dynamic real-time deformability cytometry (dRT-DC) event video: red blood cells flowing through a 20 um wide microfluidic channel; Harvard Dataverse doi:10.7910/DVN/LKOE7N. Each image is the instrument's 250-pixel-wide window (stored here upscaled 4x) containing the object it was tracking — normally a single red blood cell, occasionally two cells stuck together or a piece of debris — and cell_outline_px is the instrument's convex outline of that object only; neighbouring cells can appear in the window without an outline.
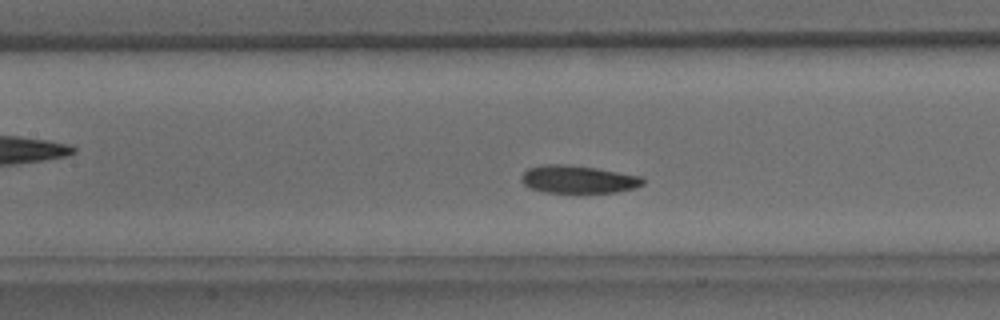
{"species": "common noctule bat (a hibernating species)", "species_latin": "Nyctalus noctula", "temperature_condition": "warm", "stored_images_in_passage": 32, "camera_frame_rate_fps": 3000, "um_per_image_px": 0.085, "animal": {"sex": "male", "body_mass_g": 15.6}, "frame": {"image": 1, "passage_image": 10, "time_ms": 3.0, "image_size_px": [1000, 320], "cell_outline_px": [[644, 184], [636, 188], [616, 192], [544, 192], [528, 188], [520, 180], [520, 176], [528, 168], [544, 164], [564, 164], [596, 168], [640, 176], [644, 180]], "centroid_in_image_um": [49.11, 15.24], "position_along_channel_um": 158.3, "area_um2": 19.65}}
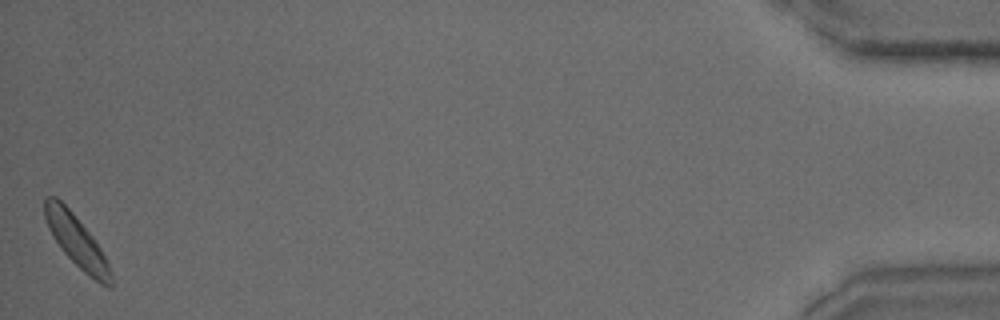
{"frame": {"image": 2, "passage_image": 32, "time_ms": 10.333, "image_size_px": [1000, 320], "cell_outline_px": [[112, 284], [108, 288], [100, 284], [88, 276], [60, 248], [52, 236], [48, 228], [44, 216], [44, 196], [56, 196], [72, 212], [92, 236], [100, 248], [108, 264], [112, 276]], "centroid_in_image_um": [6.48, 20.48], "position_along_channel_um": 428.7, "area_um2": 19.65}}